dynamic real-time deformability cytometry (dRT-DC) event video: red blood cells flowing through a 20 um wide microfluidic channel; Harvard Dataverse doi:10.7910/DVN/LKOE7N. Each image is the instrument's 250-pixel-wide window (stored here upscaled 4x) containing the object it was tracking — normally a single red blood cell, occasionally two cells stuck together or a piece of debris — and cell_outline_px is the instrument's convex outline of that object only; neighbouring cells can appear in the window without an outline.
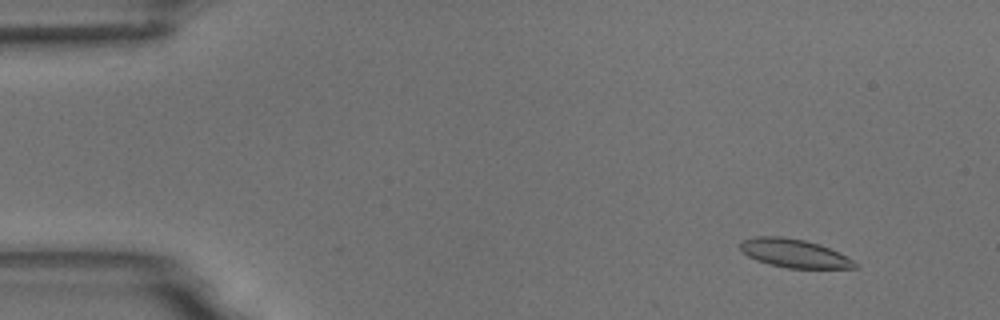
{"species": "common noctule bat (a hibernating species)", "species_latin": "Nyctalus noctula", "temperature_condition": "room temperature", "stored_images_in_passage": 6, "camera_frame_rate_fps": 3000, "um_per_image_px": 0.085, "animal": {"sex": "male", "body_mass_g": 18.8}, "frame": {"image": 1, "passage_image": 2, "time_ms": 1.333, "image_size_px": [1000, 320], "cell_outline_px": [[860, 268], [788, 268], [756, 260], [740, 252], [740, 240], [756, 236], [780, 236], [804, 240], [820, 244], [840, 252], [860, 264]], "centroid_in_image_um": [67.53, 21.52], "position_along_channel_um": 17.5, "area_um2": 19.25}}